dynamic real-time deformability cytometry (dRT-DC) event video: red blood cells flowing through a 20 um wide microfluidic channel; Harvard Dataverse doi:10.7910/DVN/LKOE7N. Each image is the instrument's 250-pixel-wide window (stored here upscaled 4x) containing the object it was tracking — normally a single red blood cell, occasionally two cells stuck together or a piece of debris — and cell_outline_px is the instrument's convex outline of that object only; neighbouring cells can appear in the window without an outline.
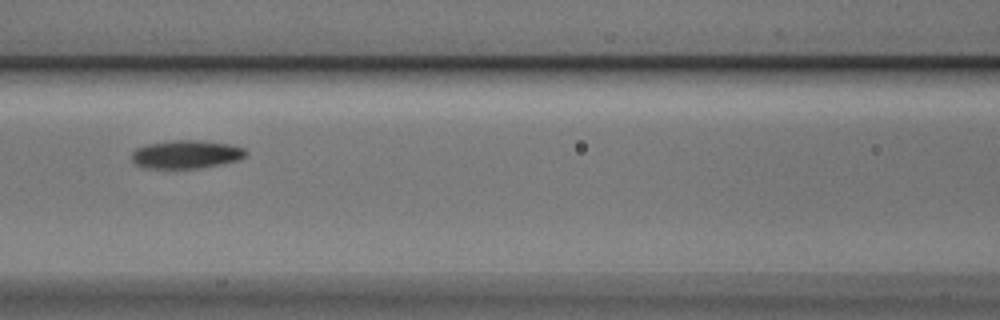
{"species": "Egyptian fruit bat (a non-hibernating species)", "species_latin": "Rousettus aegyptiacus", "temperature_condition": "cold", "stored_images_in_passage": 6, "camera_frame_rate_fps": 3000, "um_per_image_px": 0.085, "animal": {"sex": "male"}, "frame": {"image": 1, "passage_image": 4, "time_ms": 1.0, "image_size_px": [1000, 320], "cell_outline_px": [[248, 152], [244, 156], [236, 160], [220, 164], [196, 168], [144, 168], [136, 164], [132, 160], [132, 152], [136, 148], [144, 144], [172, 140], [200, 140], [228, 144], [244, 148]], "centroid_in_image_um": [15.78, 13.11], "position_along_channel_um": 150.8, "area_um2": 18.73}}
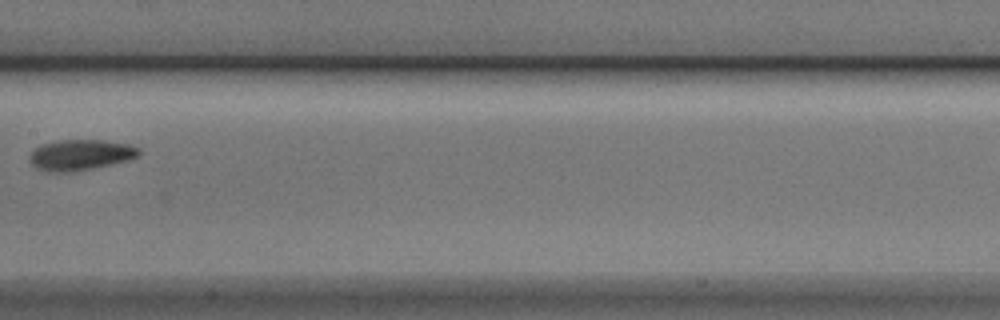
{"frame": {"image": 2, "passage_image": 5, "time_ms": 1.333, "image_size_px": [1000, 320], "cell_outline_px": [[140, 152], [136, 156], [128, 160], [92, 168], [68, 172], [48, 172], [32, 164], [32, 152], [36, 148], [44, 144], [56, 140], [104, 140], [128, 144], [140, 148]], "centroid_in_image_um": [6.88, 13.15], "position_along_channel_um": 200.5, "area_um2": 19.07}}
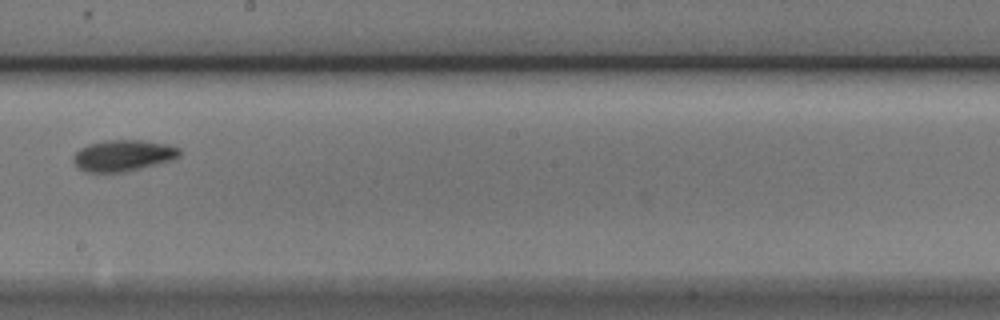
{"frame": {"image": 3, "passage_image": 6, "time_ms": 1.667, "image_size_px": [1000, 320], "cell_outline_px": [[180, 156], [172, 160], [124, 172], [88, 172], [80, 168], [72, 160], [72, 156], [80, 148], [88, 144], [108, 140], [140, 140], [168, 144], [180, 148]], "centroid_in_image_um": [10.47, 13.21], "position_along_channel_um": 237.7, "area_um2": 19.25}}